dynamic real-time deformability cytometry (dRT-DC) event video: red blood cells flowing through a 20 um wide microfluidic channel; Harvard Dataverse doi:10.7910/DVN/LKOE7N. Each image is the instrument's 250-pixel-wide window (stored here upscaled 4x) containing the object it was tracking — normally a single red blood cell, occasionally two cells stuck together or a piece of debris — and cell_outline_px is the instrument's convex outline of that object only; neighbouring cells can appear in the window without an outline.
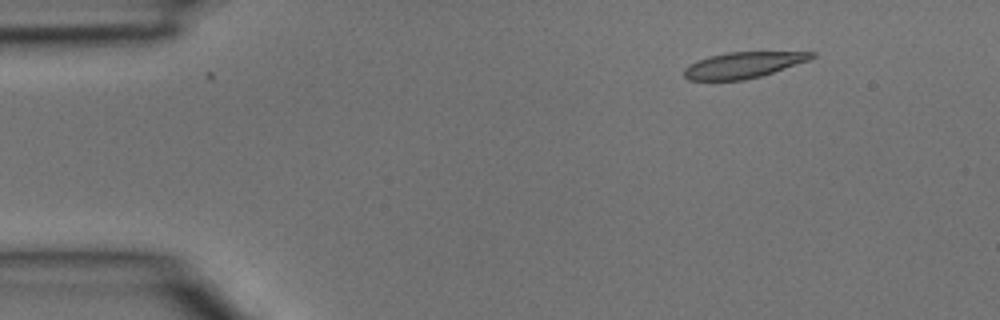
{"species": "common noctule bat (a hibernating species)", "species_latin": "Nyctalus noctula", "temperature_condition": "room temperature", "stored_images_in_passage": 5, "camera_frame_rate_fps": 3000, "um_per_image_px": 0.085, "animal": {"sex": "male", "body_mass_g": 15.6}, "frame": {"image": 1, "passage_image": 2, "time_ms": 0.333, "image_size_px": [1000, 320], "cell_outline_px": [[816, 56], [808, 60], [760, 76], [744, 80], [688, 80], [684, 76], [684, 68], [696, 60], [708, 56], [728, 52], [816, 52]], "centroid_in_image_um": [63.12, 5.52], "position_along_channel_um": 21.9, "area_um2": 19.13}}
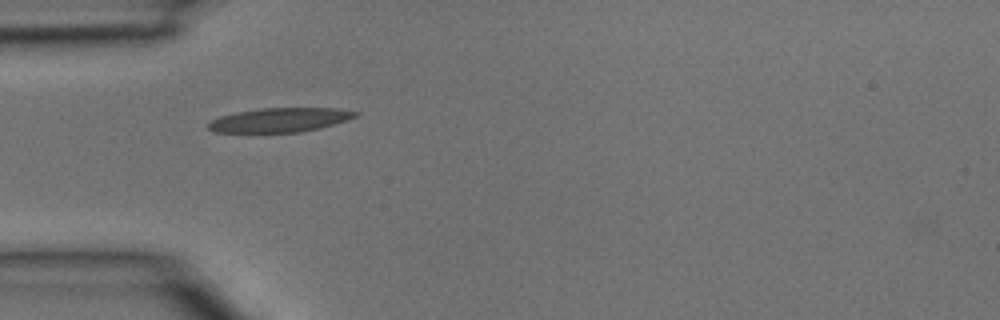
{"frame": {"image": 2, "passage_image": 4, "time_ms": 1.0, "image_size_px": [1000, 320], "cell_outline_px": [[360, 116], [320, 128], [300, 132], [216, 132], [208, 128], [208, 124], [212, 120], [220, 116], [236, 112], [260, 108], [336, 108], [360, 112]], "centroid_in_image_um": [23.84, 10.19], "position_along_channel_um": 61.2, "area_um2": 20.69}}